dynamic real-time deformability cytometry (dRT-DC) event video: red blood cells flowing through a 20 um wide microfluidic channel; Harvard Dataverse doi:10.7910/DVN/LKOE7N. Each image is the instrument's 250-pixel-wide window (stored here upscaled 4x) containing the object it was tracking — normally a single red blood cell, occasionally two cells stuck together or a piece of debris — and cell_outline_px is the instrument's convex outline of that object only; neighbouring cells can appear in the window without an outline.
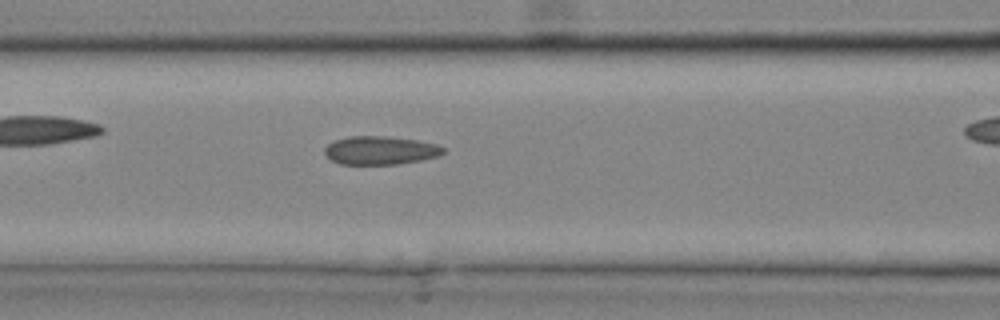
{"species": "common noctule bat (a hibernating species)", "species_latin": "Nyctalus noctula", "temperature_condition": "cold", "stored_images_in_passage": 22, "camera_frame_rate_fps": 3000, "um_per_image_px": 0.085, "animal": {"sex": "male", "body_mass_g": 20.4}, "frame": {"image": 1, "passage_image": 10, "time_ms": 3.0, "image_size_px": [1000, 320], "cell_outline_px": [[444, 152], [436, 156], [420, 160], [396, 164], [340, 164], [332, 160], [324, 152], [324, 148], [328, 144], [336, 140], [352, 136], [384, 136], [416, 140], [436, 144], [444, 148]], "centroid_in_image_um": [32.3, 12.78], "position_along_channel_um": 134.3, "area_um2": 19.31}}